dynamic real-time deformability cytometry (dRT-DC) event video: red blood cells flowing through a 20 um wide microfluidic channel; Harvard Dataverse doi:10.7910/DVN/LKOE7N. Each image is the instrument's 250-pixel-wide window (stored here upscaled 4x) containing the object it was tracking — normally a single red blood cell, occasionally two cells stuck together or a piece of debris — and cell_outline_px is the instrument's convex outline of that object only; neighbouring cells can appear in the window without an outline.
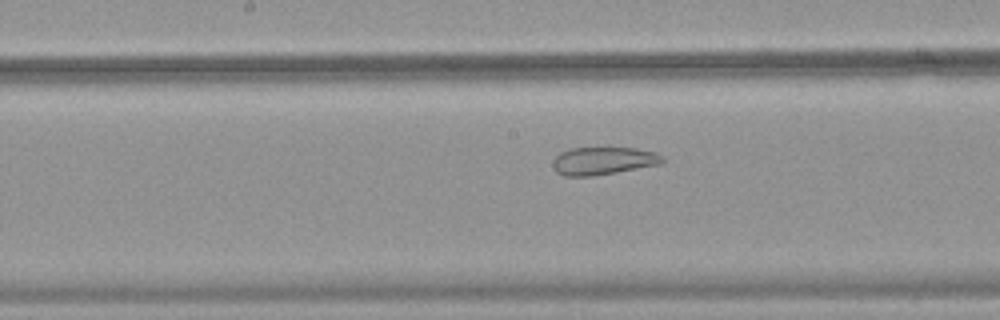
{"species": "common noctule bat (a hibernating species)", "species_latin": "Nyctalus noctula", "temperature_condition": "warm", "stored_images_in_passage": 39, "camera_frame_rate_fps": 3000, "um_per_image_px": 0.085, "animal": {"sex": "female", "body_mass_g": 18.4}, "frame": {"image": 1, "passage_image": 21, "time_ms": 6.667, "image_size_px": [1000, 320], "cell_outline_px": [[664, 160], [660, 164], [616, 172], [592, 176], [564, 176], [556, 172], [552, 164], [552, 160], [560, 152], [568, 148], [636, 148], [656, 152], [664, 156]], "centroid_in_image_um": [51.25, 13.66], "position_along_channel_um": 196.9, "area_um2": 17.8}}
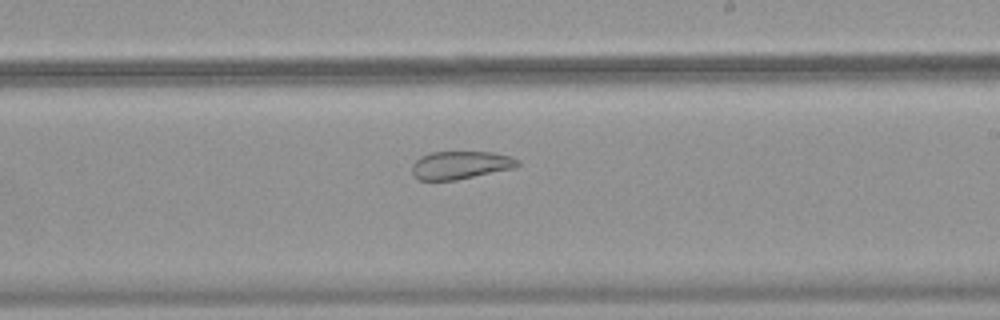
{"frame": {"image": 2, "passage_image": 25, "time_ms": 8.0, "image_size_px": [1000, 320], "cell_outline_px": [[520, 164], [516, 168], [456, 180], [420, 180], [412, 176], [412, 164], [420, 156], [432, 152], [492, 152], [512, 156], [520, 160]], "centroid_in_image_um": [39.17, 14.03], "position_along_channel_um": 249.8, "area_um2": 17.46}}
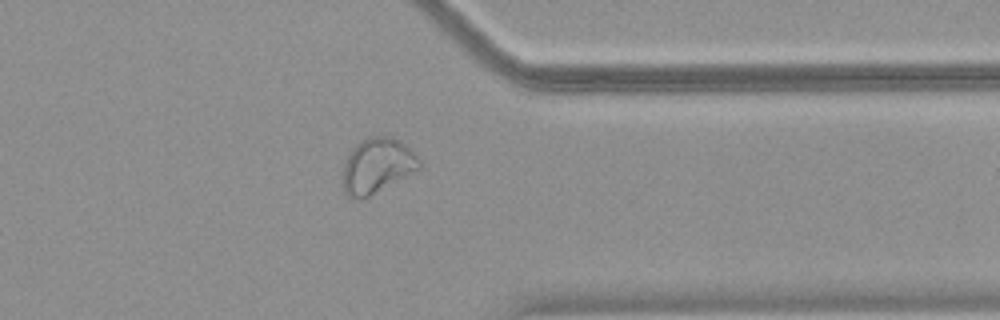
{"frame": {"image": 3, "passage_image": 35, "time_ms": 11.333, "image_size_px": [1000, 320], "cell_outline_px": [[420, 168], [368, 196], [360, 200], [356, 200], [348, 196], [344, 192], [344, 164], [352, 148], [360, 140], [372, 136], [388, 136], [400, 140], [420, 160]], "centroid_in_image_um": [32.03, 14.07], "position_along_channel_um": 379.4, "area_um2": 23.99}}